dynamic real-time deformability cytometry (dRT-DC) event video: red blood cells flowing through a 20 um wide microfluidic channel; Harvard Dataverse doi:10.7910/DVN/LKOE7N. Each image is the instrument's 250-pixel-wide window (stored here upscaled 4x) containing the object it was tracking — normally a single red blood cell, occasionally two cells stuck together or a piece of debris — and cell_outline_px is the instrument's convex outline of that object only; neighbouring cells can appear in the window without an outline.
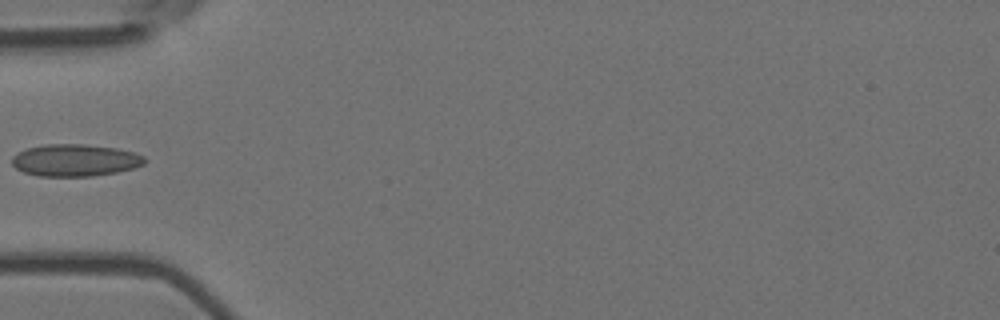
{"species": "Egyptian fruit bat (a non-hibernating species)", "species_latin": "Rousettus aegyptiacus", "temperature_condition": "room temperature", "stored_images_in_passage": 5, "camera_frame_rate_fps": 3000, "um_per_image_px": 0.085, "animal": {"sex": "female"}, "frame": {"image": 1, "passage_image": 5, "time_ms": 1.333, "image_size_px": [1000, 320], "cell_outline_px": [[148, 160], [144, 164], [136, 168], [116, 172], [92, 176], [36, 176], [24, 172], [16, 168], [12, 164], [12, 156], [28, 148], [44, 144], [84, 144], [116, 148], [132, 152], [144, 156]], "centroid_in_image_um": [6.4, 13.62], "position_along_channel_um": 78.6, "area_um2": 24.85}}